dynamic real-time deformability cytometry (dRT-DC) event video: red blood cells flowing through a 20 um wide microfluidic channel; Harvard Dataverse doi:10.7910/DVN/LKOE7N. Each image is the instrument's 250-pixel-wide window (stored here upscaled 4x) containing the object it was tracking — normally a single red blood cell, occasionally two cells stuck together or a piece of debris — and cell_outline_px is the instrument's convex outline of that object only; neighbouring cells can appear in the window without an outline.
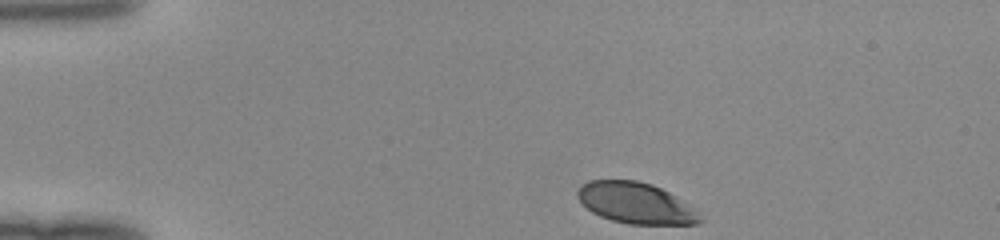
{"species": "human", "species_latin": "Homo sapiens", "temperature_condition": "room temperature", "stored_images_in_passage": 34, "camera_frame_rate_fps": 3000, "um_per_image_px": 0.085, "donor": {"sex": "female"}, "frame": {"image": 1, "passage_image": 1, "time_ms": 0.0, "image_size_px": [1000, 240], "cell_outline_px": [[704, 220], [696, 224], [628, 224], [612, 220], [600, 216], [592, 212], [576, 196], [576, 192], [580, 184], [588, 180], [636, 180], [652, 184], [676, 196], [696, 212]], "centroid_in_image_um": [53.99, 17.25], "position_along_channel_um": 31.0, "area_um2": 29.07}}
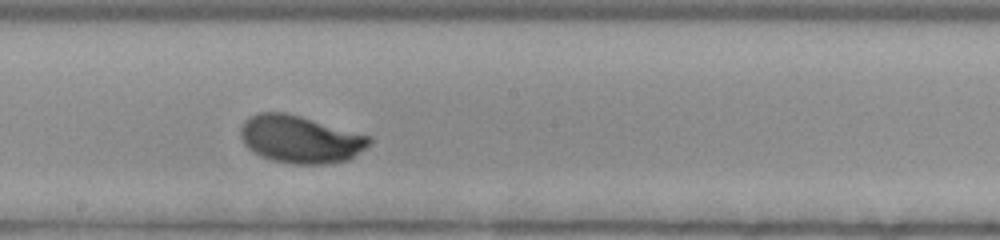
{"frame": {"image": 2, "passage_image": 20, "time_ms": 6.333, "image_size_px": [1000, 240], "cell_outline_px": [[372, 140], [364, 148], [348, 160], [324, 164], [292, 164], [272, 160], [260, 156], [248, 148], [244, 144], [240, 136], [240, 128], [244, 120], [248, 116], [260, 112], [284, 112], [300, 116], [372, 136]], "centroid_in_image_um": [25.49, 11.83], "position_along_channel_um": 222.7, "area_um2": 35.66}}
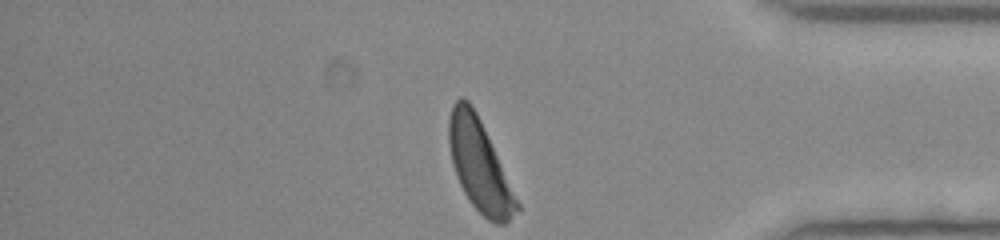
{"frame": {"image": 3, "passage_image": 34, "time_ms": 11.0, "image_size_px": [1000, 240], "cell_outline_px": [[520, 208], [504, 224], [496, 224], [488, 220], [468, 200], [456, 176], [452, 164], [448, 144], [448, 120], [452, 104], [460, 96], [464, 96], [472, 104], [484, 128], [520, 204]], "centroid_in_image_um": [40.72, 14.02], "position_along_channel_um": 394.5, "area_um2": 35.95}}